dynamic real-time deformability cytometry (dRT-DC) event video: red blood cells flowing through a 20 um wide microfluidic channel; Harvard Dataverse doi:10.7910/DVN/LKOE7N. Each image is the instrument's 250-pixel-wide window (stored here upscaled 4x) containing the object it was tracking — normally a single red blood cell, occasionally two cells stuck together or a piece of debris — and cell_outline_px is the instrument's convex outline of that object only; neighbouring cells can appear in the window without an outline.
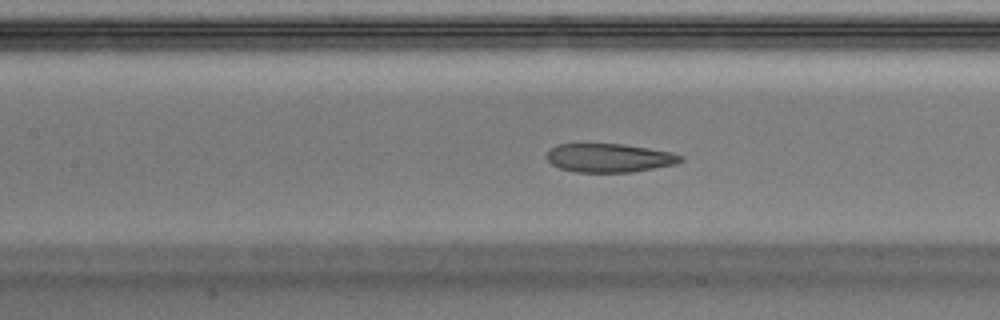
{"species": "Egyptian fruit bat (a non-hibernating species)", "species_latin": "Rousettus aegyptiacus", "temperature_condition": "warm", "stored_images_in_passage": 50, "camera_frame_rate_fps": 3000, "um_per_image_px": 0.085, "animal": {"sex": "male"}, "frame": {"image": 1, "passage_image": 22, "time_ms": 7.0, "image_size_px": [1000, 320], "cell_outline_px": [[684, 160], [676, 164], [632, 172], [572, 172], [560, 168], [552, 164], [544, 156], [556, 144], [588, 140], [624, 144], [672, 152], [684, 156]], "centroid_in_image_um": [51.73, 13.37], "position_along_channel_um": 155.7, "area_um2": 23.47}, "authors_computed_cell_mechanics": {"area_um2": 24.3049, "velocity_mm_per_s": 4.0931, "shape_relaxation_time_tau1_ms": null, "shape_relaxation_time_tau2_ms": 1.8276, "deformation_change_tau1": null, "deformation_change_tau2": 0.0659}}